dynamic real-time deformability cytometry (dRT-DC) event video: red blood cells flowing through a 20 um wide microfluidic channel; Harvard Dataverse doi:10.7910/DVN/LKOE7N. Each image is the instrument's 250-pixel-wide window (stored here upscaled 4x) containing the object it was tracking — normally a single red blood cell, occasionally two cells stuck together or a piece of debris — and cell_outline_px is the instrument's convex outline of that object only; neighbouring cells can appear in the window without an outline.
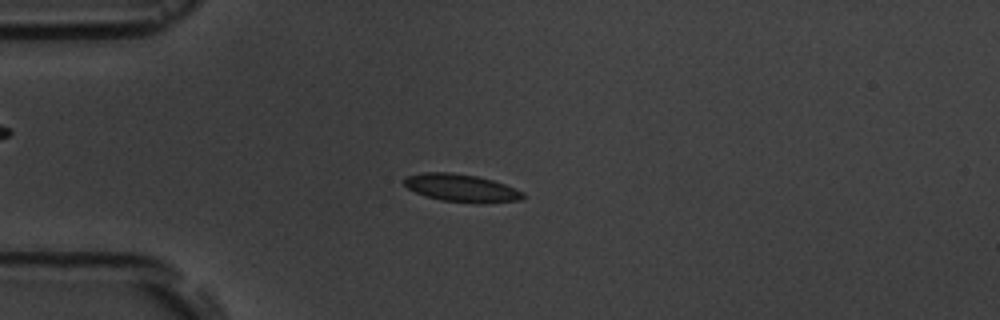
{"species": "common noctule bat (a hibernating species)", "species_latin": "Nyctalus noctula", "temperature_condition": "room temperature", "stored_images_in_passage": 6, "camera_frame_rate_fps": 3000, "um_per_image_px": 0.085, "animal": {"sex": "male", "body_mass_g": 19.5, "forearm_length_mm": 54.6}, "frame": {"image": 1, "passage_image": 4, "time_ms": 3.333, "image_size_px": [1000, 320], "cell_outline_px": [[524, 196], [520, 200], [440, 200], [424, 196], [408, 188], [404, 184], [404, 176], [424, 172], [448, 172], [476, 176], [492, 180], [504, 184], [524, 192]], "centroid_in_image_um": [39.09, 15.91], "position_along_channel_um": 45.9, "area_um2": 18.09}}
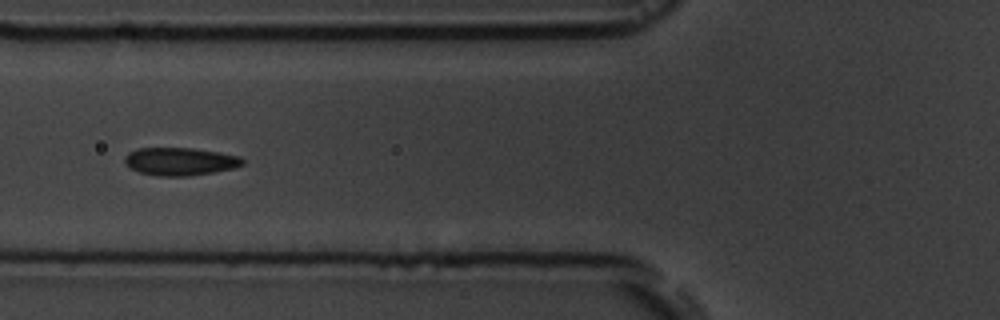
{"frame": {"image": 2, "passage_image": 6, "time_ms": 5.667, "image_size_px": [1000, 320], "cell_outline_px": [[244, 164], [236, 168], [188, 176], [160, 176], [140, 172], [128, 168], [124, 164], [124, 156], [128, 152], [136, 148], [192, 148], [240, 156], [244, 160]], "centroid_in_image_um": [15.27, 13.72], "position_along_channel_um": 110.5, "area_um2": 19.25}}